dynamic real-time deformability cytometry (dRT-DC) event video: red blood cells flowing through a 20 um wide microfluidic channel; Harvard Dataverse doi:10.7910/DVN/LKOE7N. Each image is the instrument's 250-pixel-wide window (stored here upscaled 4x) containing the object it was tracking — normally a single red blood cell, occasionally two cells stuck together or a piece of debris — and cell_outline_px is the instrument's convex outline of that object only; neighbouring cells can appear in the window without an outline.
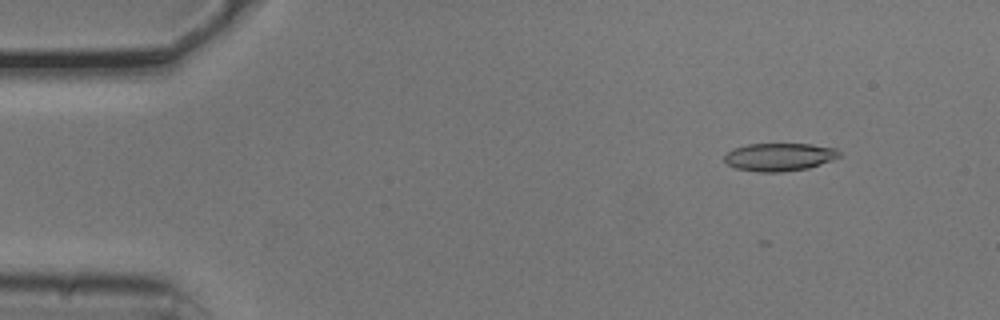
{"species": "common noctule bat (a hibernating species)", "species_latin": "Nyctalus noctula", "temperature_condition": "cold", "stored_images_in_passage": 39, "camera_frame_rate_fps": 3000, "um_per_image_px": 0.085, "animal": {"sex": "male", "body_mass_g": 20.5, "forearm_length_mm": 52.5}, "frame": {"image": 1, "passage_image": 5, "time_ms": 1.333, "image_size_px": [1000, 320], "cell_outline_px": [[840, 156], [832, 160], [808, 168], [780, 172], [760, 172], [736, 168], [728, 164], [724, 160], [724, 156], [728, 152], [736, 148], [748, 144], [812, 144], [836, 148], [840, 152]], "centroid_in_image_um": [66.27, 13.34], "position_along_channel_um": 18.7, "area_um2": 18.55}}
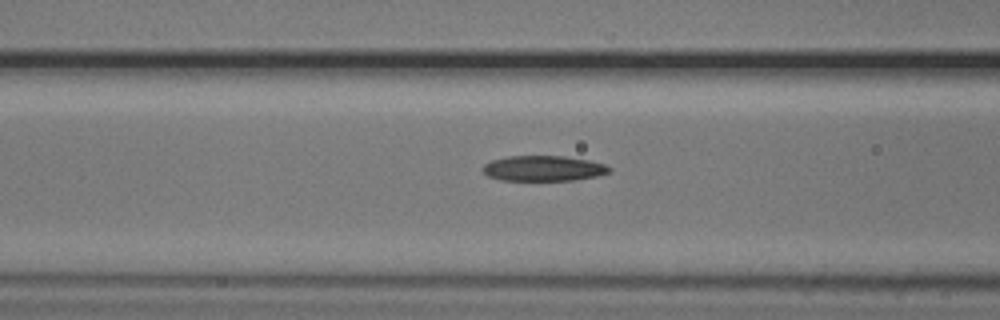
{"frame": {"image": 2, "passage_image": 20, "time_ms": 6.333, "image_size_px": [1000, 320], "cell_outline_px": [[612, 172], [596, 176], [572, 180], [500, 180], [488, 176], [480, 168], [484, 164], [492, 160], [508, 156], [564, 156], [588, 160], [604, 164], [612, 168]], "centroid_in_image_um": [46.18, 14.31], "position_along_channel_um": 120.4, "area_um2": 18.73}}
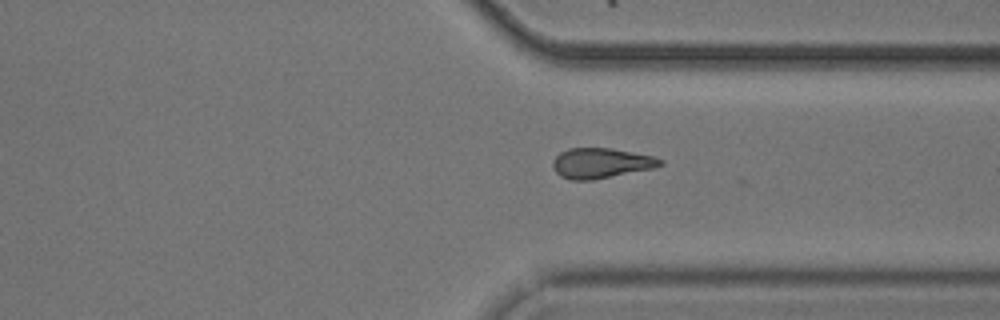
{"frame": {"image": 3, "passage_image": 39, "time_ms": 12.667, "image_size_px": [1000, 320], "cell_outline_px": [[664, 164], [652, 168], [592, 180], [572, 180], [560, 176], [556, 172], [552, 164], [552, 160], [560, 152], [568, 148], [612, 148], [652, 156], [664, 160]], "centroid_in_image_um": [51.06, 13.86], "position_along_channel_um": 360.3, "area_um2": 18.79}}